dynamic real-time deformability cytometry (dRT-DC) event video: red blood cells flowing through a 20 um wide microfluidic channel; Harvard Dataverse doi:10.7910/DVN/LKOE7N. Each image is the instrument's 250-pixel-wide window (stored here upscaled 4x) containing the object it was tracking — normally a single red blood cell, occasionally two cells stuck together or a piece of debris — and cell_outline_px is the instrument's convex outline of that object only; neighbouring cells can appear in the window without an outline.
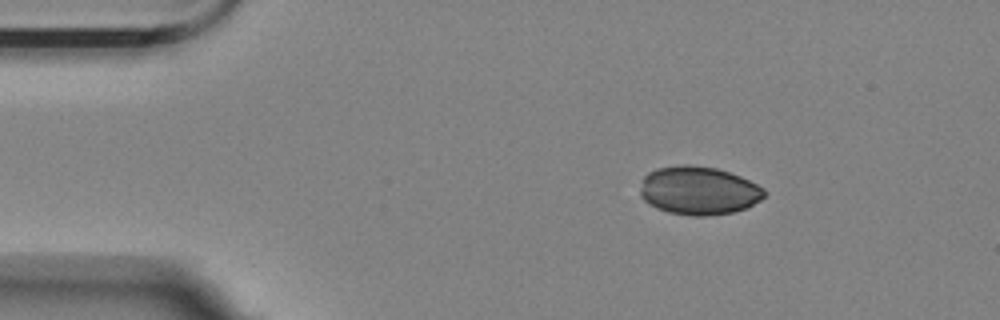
{"species": "Egyptian fruit bat (a non-hibernating species)", "species_latin": "Rousettus aegyptiacus", "temperature_condition": "room temperature", "stored_images_in_passage": 49, "segment_of_instrument_passage": [1, 2], "camera_frame_rate_fps": 3000, "um_per_image_px": 0.085, "animal": {"sex": "female"}, "frame": {"image": 1, "passage_image": 1, "time_ms": 0.0, "image_size_px": [1000, 320], "cell_outline_px": [[764, 196], [760, 200], [744, 208], [732, 212], [704, 216], [692, 216], [668, 212], [656, 208], [648, 204], [640, 196], [640, 192], [644, 176], [648, 172], [656, 168], [680, 164], [688, 164], [716, 168], [740, 176], [764, 188]], "centroid_in_image_um": [59.34, 16.19], "position_along_channel_um": 25.7, "area_um2": 34.91}}
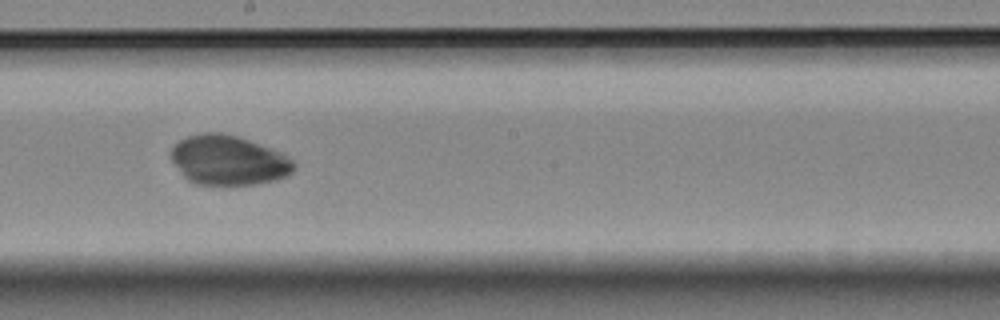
{"frame": {"image": 2, "passage_image": 23, "time_ms": 7.333, "image_size_px": [1000, 320], "cell_outline_px": [[296, 168], [288, 176], [276, 180], [256, 184], [196, 184], [188, 180], [184, 176], [172, 160], [172, 148], [180, 140], [188, 136], [204, 132], [220, 132], [236, 136], [248, 140], [280, 152], [288, 156], [296, 164]], "centroid_in_image_um": [19.45, 13.62], "position_along_channel_um": 228.7, "area_um2": 35.26}}
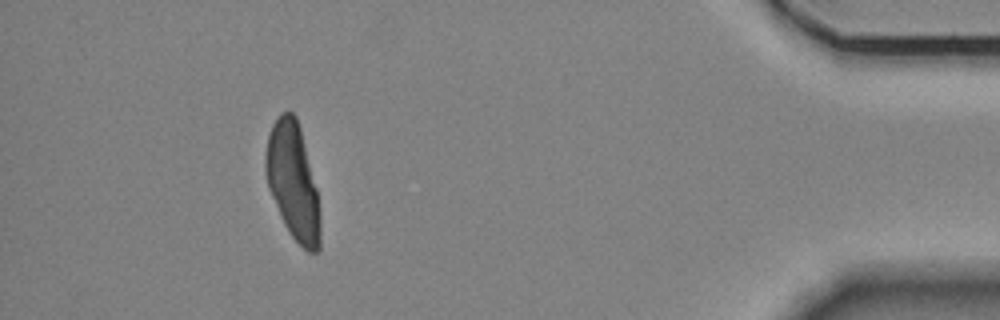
{"frame": {"image": 3, "passage_image": 43, "time_ms": 14.0, "image_size_px": [1000, 320], "cell_outline_px": [[320, 248], [316, 252], [308, 252], [288, 232], [280, 216], [268, 188], [264, 168], [264, 156], [268, 136], [272, 124], [280, 112], [292, 112], [296, 116], [300, 128], [316, 188], [320, 216]], "centroid_in_image_um": [24.87, 15.42], "position_along_channel_um": 410.3, "area_um2": 36.93}}